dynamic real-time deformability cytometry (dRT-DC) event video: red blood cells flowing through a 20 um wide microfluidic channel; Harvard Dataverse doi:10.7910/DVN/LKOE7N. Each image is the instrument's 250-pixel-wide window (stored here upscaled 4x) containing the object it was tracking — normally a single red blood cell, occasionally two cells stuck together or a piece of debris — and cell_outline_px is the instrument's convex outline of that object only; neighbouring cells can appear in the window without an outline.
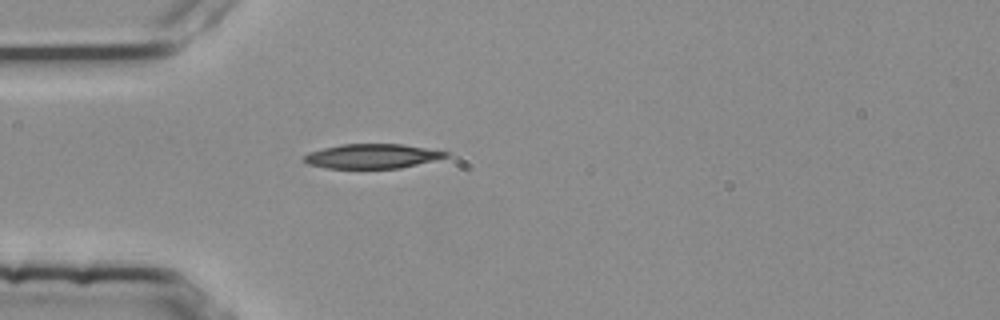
{"species": "common noctule bat (a hibernating species)", "species_latin": "Nyctalus noctula", "temperature_condition": "room temperature", "stored_images_in_passage": 1, "camera_frame_rate_fps": 3000, "um_per_image_px": 0.085, "animal": {"sex": "female", "body_mass_g": 25.1}, "frame": {"image": 1, "passage_image": 1, "time_ms": 0.0, "image_size_px": [1000, 320], "cell_outline_px": [[448, 156], [400, 168], [328, 168], [308, 164], [304, 160], [304, 156], [308, 152], [340, 144], [404, 144], [448, 152]], "centroid_in_image_um": [31.59, 13.27], "position_along_channel_um": 53.4, "area_um2": 19.94}}